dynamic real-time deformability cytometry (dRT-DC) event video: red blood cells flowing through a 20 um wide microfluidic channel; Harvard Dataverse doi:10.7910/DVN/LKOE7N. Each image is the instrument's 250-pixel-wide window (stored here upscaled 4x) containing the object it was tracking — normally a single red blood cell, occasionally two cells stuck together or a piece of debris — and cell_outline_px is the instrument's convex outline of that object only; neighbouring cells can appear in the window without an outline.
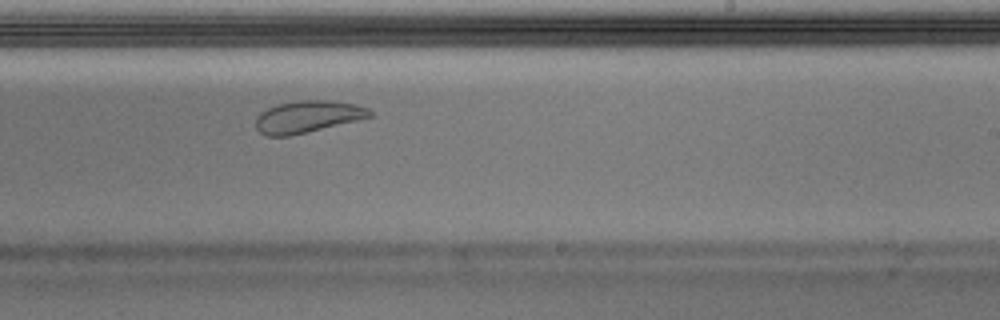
{"species": "Egyptian fruit bat (a non-hibernating species)", "species_latin": "Rousettus aegyptiacus", "temperature_condition": "warm", "stored_images_in_passage": 36, "camera_frame_rate_fps": 3000, "um_per_image_px": 0.085, "animal": {"sex": "male"}, "frame": {"image": 1, "passage_image": 21, "time_ms": 6.667, "image_size_px": [1000, 320], "cell_outline_px": [[372, 116], [356, 120], [288, 136], [264, 136], [256, 128], [256, 116], [260, 112], [276, 104], [300, 100], [324, 100], [356, 104], [368, 108], [372, 112]], "centroid_in_image_um": [26.09, 9.91], "position_along_channel_um": 262.9, "area_um2": 20.98}}